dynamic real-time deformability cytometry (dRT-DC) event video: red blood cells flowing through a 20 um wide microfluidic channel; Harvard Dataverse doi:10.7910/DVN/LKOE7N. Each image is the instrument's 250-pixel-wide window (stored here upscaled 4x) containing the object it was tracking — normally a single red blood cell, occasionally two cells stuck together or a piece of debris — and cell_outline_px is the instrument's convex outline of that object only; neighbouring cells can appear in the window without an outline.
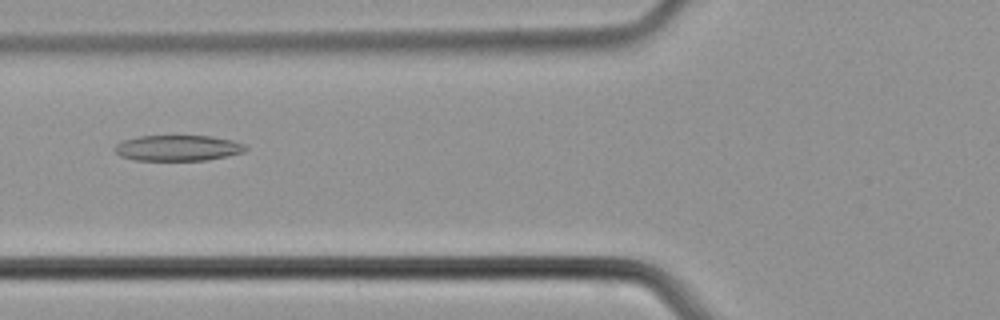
{"species": "common noctule bat (a hibernating species)", "species_latin": "Nyctalus noctula", "temperature_condition": "cold", "stored_images_in_passage": 49, "camera_frame_rate_fps": 3000, "um_per_image_px": 0.085, "animal": {"sex": "male", "body_mass_g": 21.5, "forearm_length_mm": 52.0}, "frame": {"image": 1, "passage_image": 19, "time_ms": 6.0, "image_size_px": [1000, 320], "cell_outline_px": [[248, 148], [244, 152], [228, 156], [208, 160], [136, 160], [120, 156], [112, 148], [116, 144], [124, 140], [140, 136], [212, 136], [232, 140], [244, 144]], "centroid_in_image_um": [15.13, 12.58], "position_along_channel_um": 110.7, "area_um2": 19.65}}
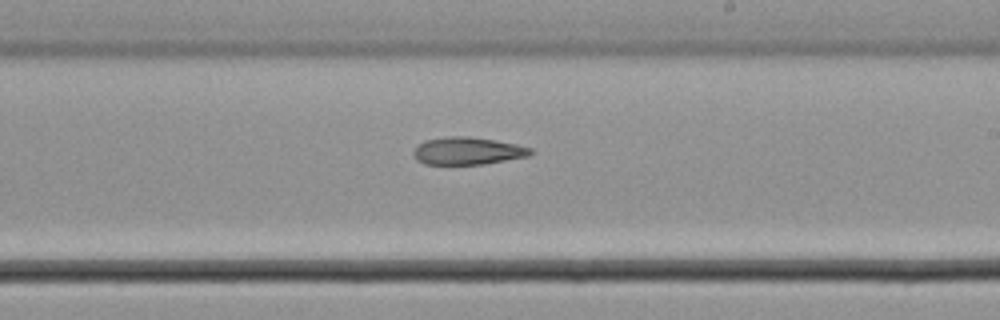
{"frame": {"image": 2, "passage_image": 29, "time_ms": 9.333, "image_size_px": [1000, 320], "cell_outline_px": [[532, 152], [528, 156], [484, 164], [424, 164], [416, 160], [412, 156], [412, 152], [416, 144], [424, 140], [452, 136], [468, 136], [496, 140], [516, 144], [532, 148]], "centroid_in_image_um": [39.69, 12.82], "position_along_channel_um": 249.3, "area_um2": 18.9}}
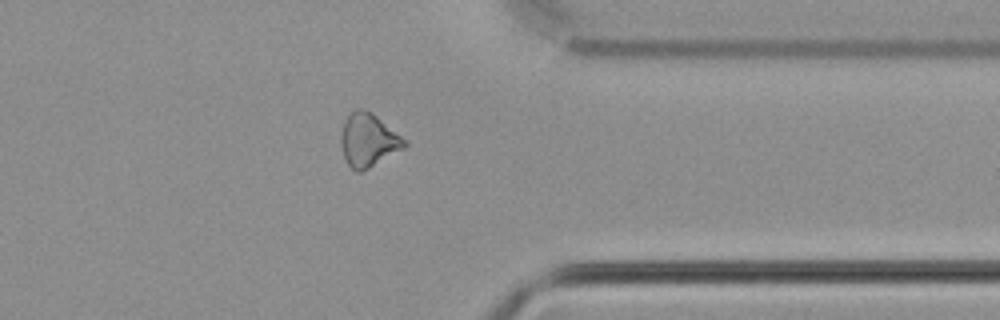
{"frame": {"image": 3, "passage_image": 39, "time_ms": 12.667, "image_size_px": [1000, 320], "cell_outline_px": [[408, 144], [404, 148], [368, 168], [360, 172], [356, 172], [344, 160], [340, 144], [340, 132], [344, 120], [356, 108], [364, 108], [372, 112], [408, 140]], "centroid_in_image_um": [31.3, 11.89], "position_along_channel_um": 380.1, "area_um2": 20.0}}